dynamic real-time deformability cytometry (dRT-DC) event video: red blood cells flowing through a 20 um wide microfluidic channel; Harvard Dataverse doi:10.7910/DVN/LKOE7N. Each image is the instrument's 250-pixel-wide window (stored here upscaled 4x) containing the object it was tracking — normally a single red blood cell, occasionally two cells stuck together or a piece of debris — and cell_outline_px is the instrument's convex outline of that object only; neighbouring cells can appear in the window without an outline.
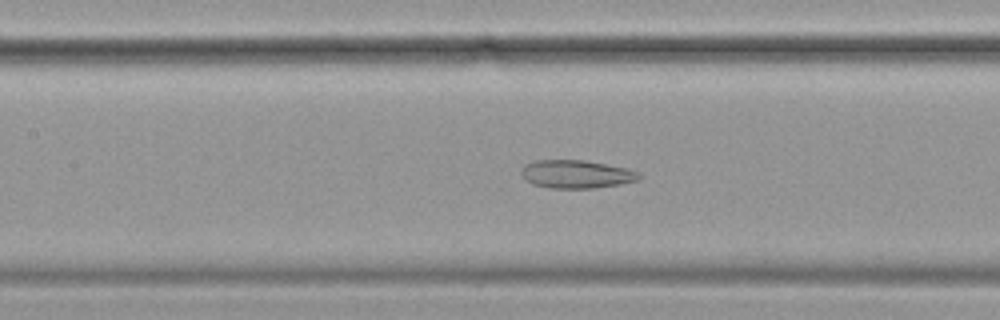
{"species": "common noctule bat (a hibernating species)", "species_latin": "Nyctalus noctula", "temperature_condition": "cold", "stored_images_in_passage": 58, "camera_frame_rate_fps": 3000, "um_per_image_px": 0.085, "animal": {"sex": "female", "body_mass_g": 19.9}, "frame": {"image": 1, "passage_image": 25, "time_ms": 8.0, "image_size_px": [1000, 320], "cell_outline_px": [[640, 180], [620, 184], [592, 188], [548, 188], [532, 184], [520, 172], [524, 164], [536, 160], [584, 160], [628, 168], [640, 172]], "centroid_in_image_um": [49.01, 14.8], "position_along_channel_um": 158.4, "area_um2": 19.36}}
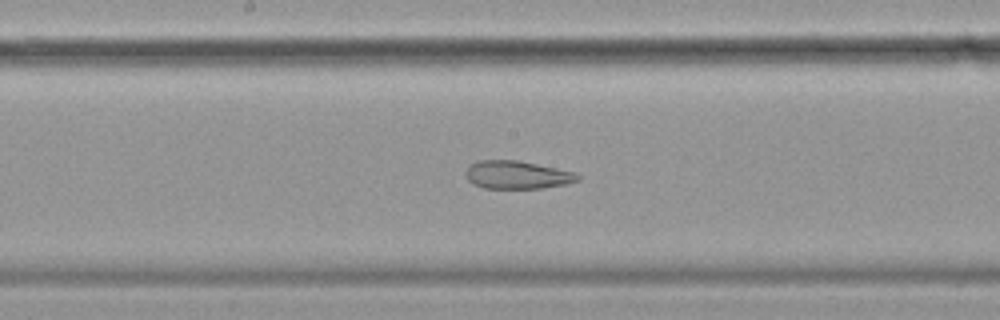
{"frame": {"image": 2, "passage_image": 29, "time_ms": 9.333, "image_size_px": [1000, 320], "cell_outline_px": [[580, 180], [568, 184], [544, 188], [484, 188], [472, 184], [464, 176], [464, 172], [472, 164], [480, 160], [516, 160], [576, 172], [580, 176]], "centroid_in_image_um": [43.96, 14.87], "position_along_channel_um": 204.2, "area_um2": 18.38}}
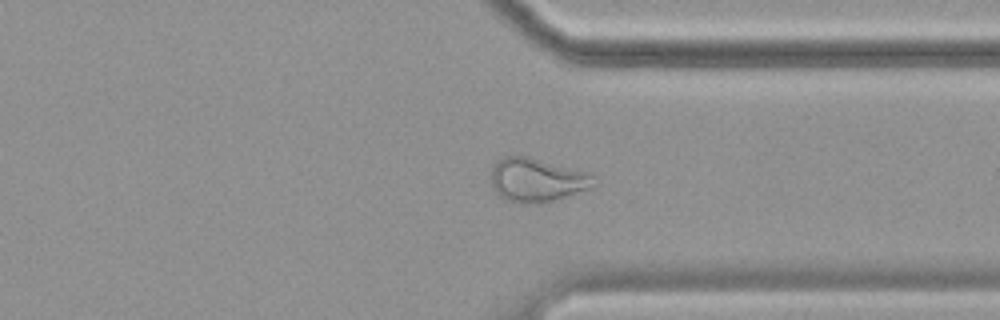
{"frame": {"image": 3, "passage_image": 43, "time_ms": 14.0, "image_size_px": [1000, 320], "cell_outline_px": [[600, 184], [552, 200], [536, 204], [520, 204], [504, 200], [496, 192], [492, 184], [492, 164], [496, 160], [504, 156], [528, 156], [596, 176]], "centroid_in_image_um": [45.6, 15.31], "position_along_channel_um": 365.8, "area_um2": 26.01}}